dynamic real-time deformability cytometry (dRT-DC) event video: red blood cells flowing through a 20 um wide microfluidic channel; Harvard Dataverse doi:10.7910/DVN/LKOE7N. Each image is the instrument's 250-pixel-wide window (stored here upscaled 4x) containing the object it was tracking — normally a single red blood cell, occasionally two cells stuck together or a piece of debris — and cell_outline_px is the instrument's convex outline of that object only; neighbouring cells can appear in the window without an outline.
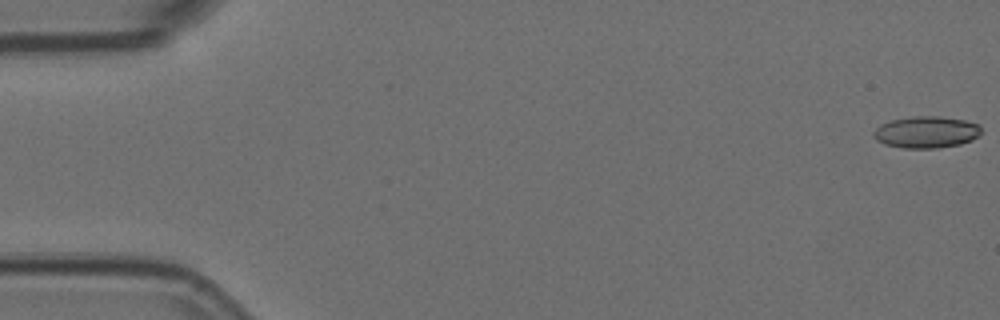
{"species": "Egyptian fruit bat (a non-hibernating species)", "species_latin": "Rousettus aegyptiacus", "temperature_condition": "room temperature", "stored_images_in_passage": 8, "camera_frame_rate_fps": 3000, "um_per_image_px": 0.085, "animal": {"sex": "female"}, "frame": {"image": 1, "passage_image": 1, "time_ms": 0.0, "image_size_px": [1000, 320], "cell_outline_px": [[980, 136], [972, 140], [960, 144], [936, 148], [904, 148], [884, 144], [876, 140], [872, 136], [872, 132], [880, 124], [888, 120], [916, 116], [940, 116], [964, 120], [980, 124]], "centroid_in_image_um": [78.71, 11.23], "position_along_channel_um": 6.3, "area_um2": 20.11}}